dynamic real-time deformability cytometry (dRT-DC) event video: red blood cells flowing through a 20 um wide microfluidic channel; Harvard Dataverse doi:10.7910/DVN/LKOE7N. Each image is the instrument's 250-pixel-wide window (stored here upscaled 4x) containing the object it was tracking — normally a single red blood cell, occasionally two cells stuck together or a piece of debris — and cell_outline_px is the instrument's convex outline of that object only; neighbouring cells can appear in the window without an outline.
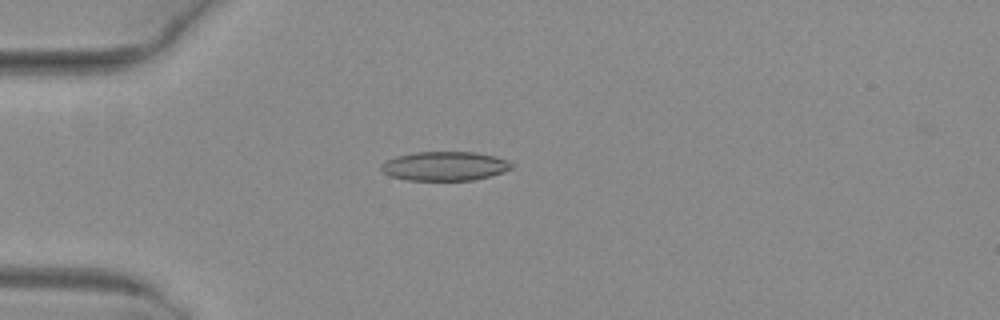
{"species": "common noctule bat (a hibernating species)", "species_latin": "Nyctalus noctula", "temperature_condition": "warm", "stored_images_in_passage": 17, "camera_frame_rate_fps": 3000, "um_per_image_px": 0.085, "animal": {"sex": "female", "body_mass_g": 29.2, "forearm_length_mm": 56.3}, "frame": {"image": 1, "passage_image": 3, "time_ms": 0.667, "image_size_px": [1000, 320], "cell_outline_px": [[516, 164], [512, 168], [504, 172], [472, 180], [408, 180], [388, 176], [380, 168], [380, 164], [396, 156], [416, 152], [476, 152], [496, 156], [508, 160]], "centroid_in_image_um": [37.83, 14.11], "position_along_channel_um": 47.2, "area_um2": 22.25}}
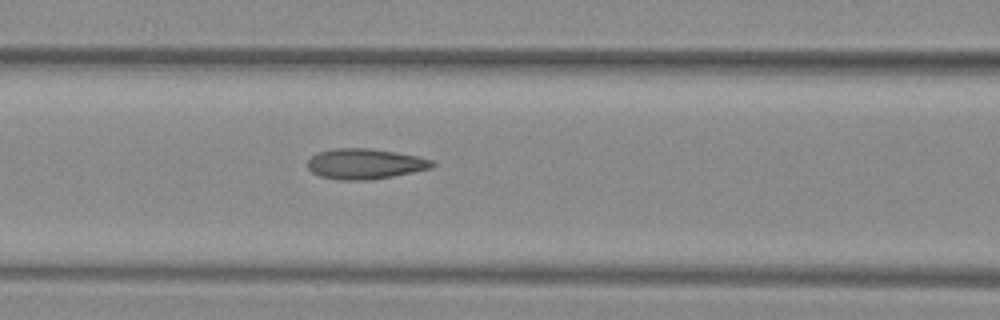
{"frame": {"image": 2, "passage_image": 11, "time_ms": 3.333, "image_size_px": [1000, 320], "cell_outline_px": [[436, 164], [432, 168], [372, 180], [340, 180], [320, 176], [312, 172], [308, 168], [308, 160], [312, 156], [320, 152], [336, 148], [368, 148], [396, 152], [416, 156], [432, 160]], "centroid_in_image_um": [31.03, 13.93], "position_along_channel_um": 135.6, "area_um2": 21.96}}
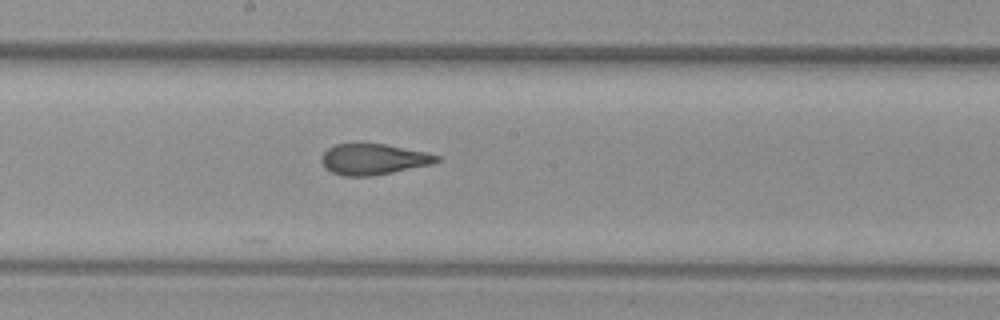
{"frame": {"image": 3, "passage_image": 17, "time_ms": 5.333, "image_size_px": [1000, 320], "cell_outline_px": [[440, 160], [432, 164], [372, 176], [344, 176], [332, 172], [324, 168], [320, 160], [320, 156], [328, 148], [336, 144], [384, 144], [424, 152], [440, 156]], "centroid_in_image_um": [31.69, 13.54], "position_along_channel_um": 216.5, "area_um2": 20.58}}